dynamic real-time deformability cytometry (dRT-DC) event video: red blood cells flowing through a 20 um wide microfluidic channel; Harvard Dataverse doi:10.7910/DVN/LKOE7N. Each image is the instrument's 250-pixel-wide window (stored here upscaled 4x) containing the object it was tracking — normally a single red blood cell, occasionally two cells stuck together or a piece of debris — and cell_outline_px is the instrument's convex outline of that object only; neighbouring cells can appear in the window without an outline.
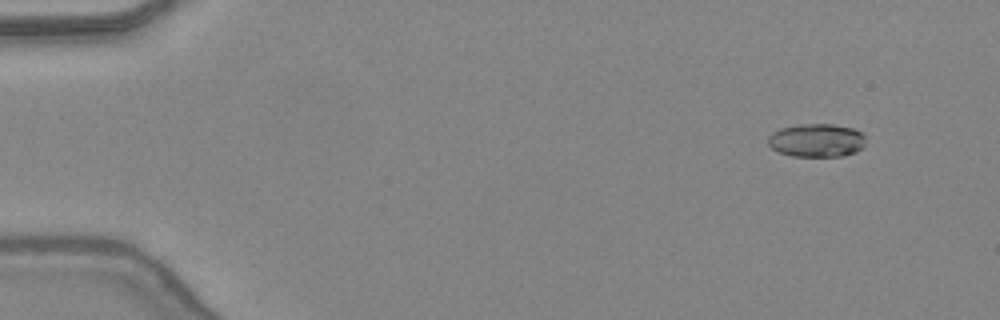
{"species": "common noctule bat (a hibernating species)", "species_latin": "Nyctalus noctula", "temperature_condition": "warm", "stored_images_in_passage": 48, "camera_frame_rate_fps": 3000, "um_per_image_px": 0.085, "animal": {"sex": "female", "body_mass_g": 24.6, "forearm_length_mm": 56.2}, "frame": {"image": 1, "passage_image": 5, "time_ms": 1.333, "image_size_px": [1000, 320], "cell_outline_px": [[864, 148], [856, 152], [844, 156], [792, 156], [776, 152], [768, 144], [768, 136], [772, 132], [780, 128], [800, 124], [832, 124], [852, 128], [860, 132], [864, 136]], "centroid_in_image_um": [69.39, 11.94], "position_along_channel_um": 15.6, "area_um2": 19.13}}
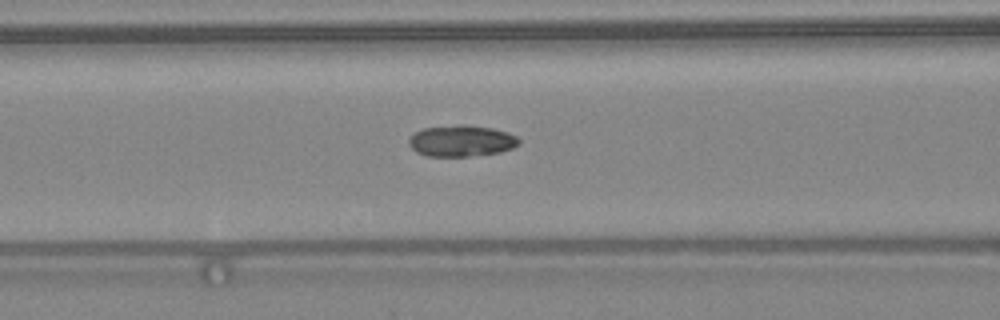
{"frame": {"image": 2, "passage_image": 21, "time_ms": 6.667, "image_size_px": [1000, 320], "cell_outline_px": [[520, 144], [512, 148], [500, 152], [468, 156], [428, 156], [416, 152], [408, 144], [408, 140], [416, 132], [424, 128], [460, 124], [464, 124], [492, 128], [508, 132], [516, 136], [520, 140]], "centroid_in_image_um": [39.23, 11.97], "position_along_channel_um": 127.4, "area_um2": 20.06}}
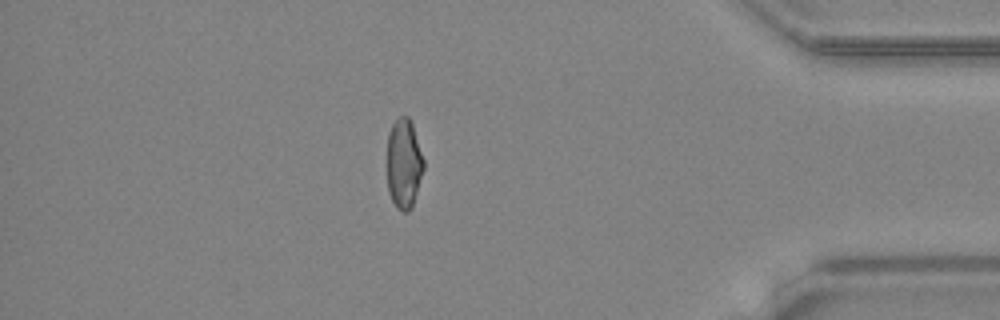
{"frame": {"image": 3, "passage_image": 42, "time_ms": 13.667, "image_size_px": [1000, 320], "cell_outline_px": [[424, 168], [412, 208], [408, 212], [404, 212], [396, 208], [388, 192], [388, 132], [392, 124], [400, 116], [408, 116], [412, 124], [424, 160]], "centroid_in_image_um": [34.33, 13.93], "position_along_channel_um": 400.9, "area_um2": 19.07}, "authors_computed_cell_mechanics": {"area_um2": 19.4786, "velocity_mm_per_s": 4.4416, "shape_relaxation_time_tau1_ms": 11.2131, "shape_relaxation_time_tau2_ms": 2.0961, "deformation_change_tau1": 0.2645, "deformation_change_tau2": 0.0796}}